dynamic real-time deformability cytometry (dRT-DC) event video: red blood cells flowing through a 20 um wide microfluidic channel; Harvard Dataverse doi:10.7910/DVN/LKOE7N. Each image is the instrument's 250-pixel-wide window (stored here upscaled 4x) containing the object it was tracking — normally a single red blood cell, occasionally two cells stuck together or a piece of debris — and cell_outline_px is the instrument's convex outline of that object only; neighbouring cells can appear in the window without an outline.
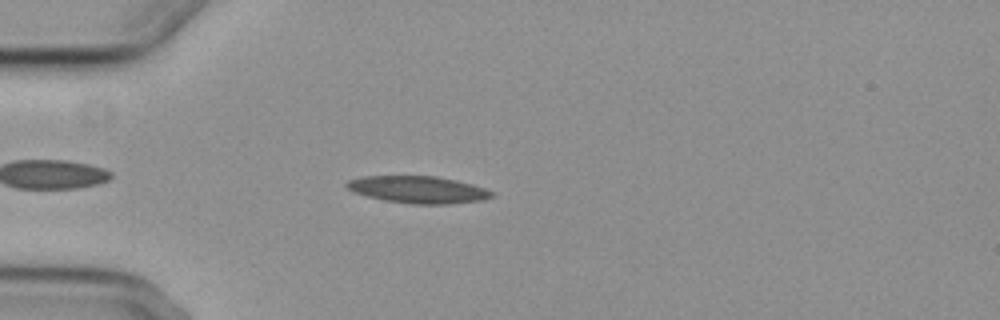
{"species": "common noctule bat (a hibernating species)", "species_latin": "Nyctalus noctula", "temperature_condition": "cold", "stored_images_in_passage": 6, "camera_frame_rate_fps": 3000, "um_per_image_px": 0.085, "animal": {"sex": "female", "body_mass_g": 29.2, "forearm_length_mm": 56.3}, "frame": {"image": 1, "passage_image": 5, "time_ms": 4.667, "image_size_px": [1000, 320], "cell_outline_px": [[496, 196], [484, 200], [448, 204], [412, 204], [384, 200], [352, 192], [344, 184], [348, 180], [364, 176], [436, 176], [456, 180], [472, 184], [496, 192]], "centroid_in_image_um": [35.58, 16.12], "position_along_channel_um": 49.4, "area_um2": 23.06}}